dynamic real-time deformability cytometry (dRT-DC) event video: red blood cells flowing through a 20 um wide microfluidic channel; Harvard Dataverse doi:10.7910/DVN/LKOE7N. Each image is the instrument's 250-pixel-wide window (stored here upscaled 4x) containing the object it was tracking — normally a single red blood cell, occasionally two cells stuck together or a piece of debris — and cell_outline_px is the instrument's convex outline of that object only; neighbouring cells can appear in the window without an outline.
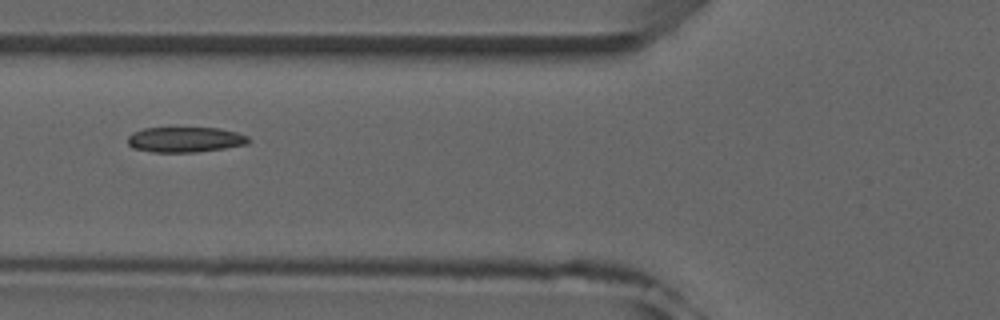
{"species": "common noctule bat (a hibernating species)", "species_latin": "Nyctalus noctula", "temperature_condition": "room temperature", "stored_images_in_passage": 7, "camera_frame_rate_fps": 3000, "um_per_image_px": 0.085, "animal": {"sex": "male", "forearm_length_mm": 52.5}, "frame": {"image": 1, "passage_image": 6, "time_ms": 6.0, "image_size_px": [1000, 320], "cell_outline_px": [[252, 140], [248, 144], [224, 148], [196, 152], [152, 152], [132, 148], [128, 144], [128, 136], [132, 132], [144, 128], [220, 128], [236, 132], [248, 136]], "centroid_in_image_um": [15.74, 11.86], "position_along_channel_um": 110.1, "area_um2": 17.92}}
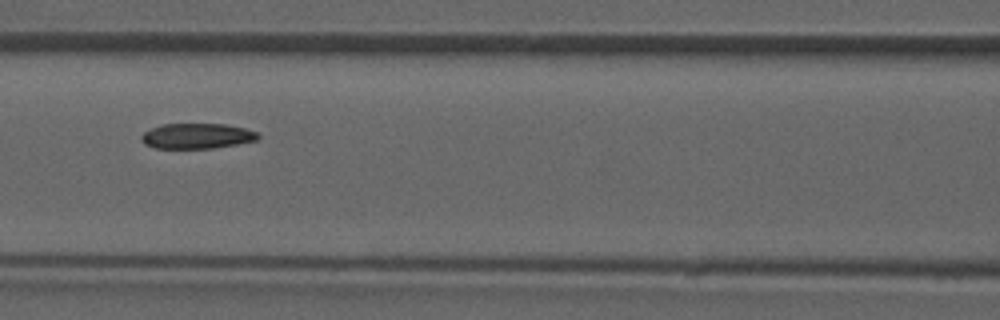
{"frame": {"image": 2, "passage_image": 7, "time_ms": 7.0, "image_size_px": [1000, 320], "cell_outline_px": [[260, 140], [212, 148], [156, 148], [144, 144], [140, 140], [140, 136], [144, 132], [152, 128], [164, 124], [224, 124], [244, 128], [256, 132], [260, 136]], "centroid_in_image_um": [16.74, 11.56], "position_along_channel_um": 149.9, "area_um2": 17.17}}